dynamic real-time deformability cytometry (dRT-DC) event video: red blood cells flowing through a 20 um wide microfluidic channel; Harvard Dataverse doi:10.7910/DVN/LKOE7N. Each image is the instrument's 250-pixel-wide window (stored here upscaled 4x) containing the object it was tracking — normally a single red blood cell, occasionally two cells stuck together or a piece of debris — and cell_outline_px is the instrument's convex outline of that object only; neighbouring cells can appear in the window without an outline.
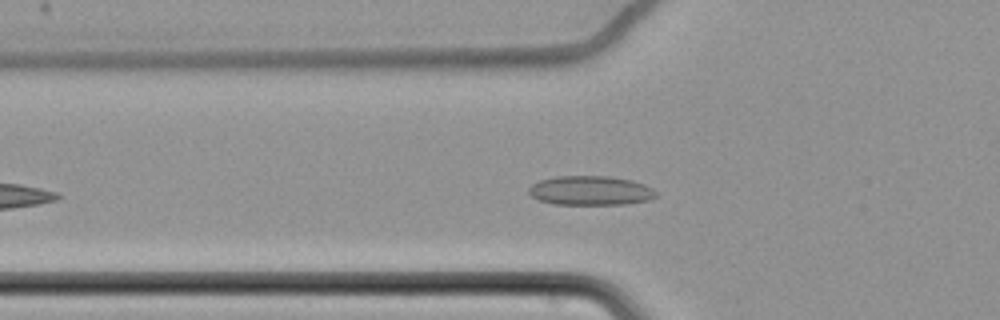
{"species": "common noctule bat (a hibernating species)", "species_latin": "Nyctalus noctula", "temperature_condition": "cold", "stored_images_in_passage": 46, "camera_frame_rate_fps": 3000, "um_per_image_px": 0.085, "animal": {"sex": "female", "body_mass_g": 22.7, "forearm_length_mm": 54.2}, "frame": {"image": 1, "passage_image": 10, "time_ms": 3.0, "image_size_px": [1000, 320], "cell_outline_px": [[656, 196], [648, 200], [624, 204], [552, 204], [540, 200], [532, 196], [528, 192], [528, 188], [532, 184], [540, 180], [556, 176], [608, 176], [632, 180], [644, 184], [652, 188], [656, 192]], "centroid_in_image_um": [50.18, 16.19], "position_along_channel_um": 75.6, "area_um2": 21.68}}
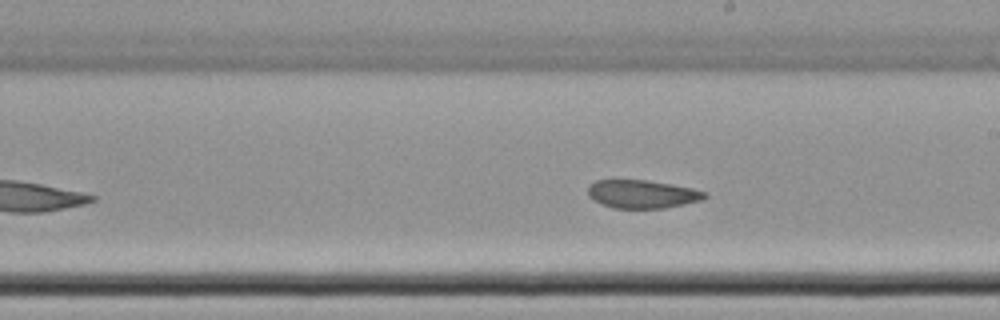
{"frame": {"image": 2, "passage_image": 24, "time_ms": 7.667, "image_size_px": [1000, 320], "cell_outline_px": [[708, 196], [700, 200], [684, 204], [664, 208], [612, 208], [588, 196], [588, 184], [596, 180], [648, 180], [672, 184], [692, 188], [708, 192]], "centroid_in_image_um": [54.6, 16.48], "position_along_channel_um": 234.4, "area_um2": 19.19}}
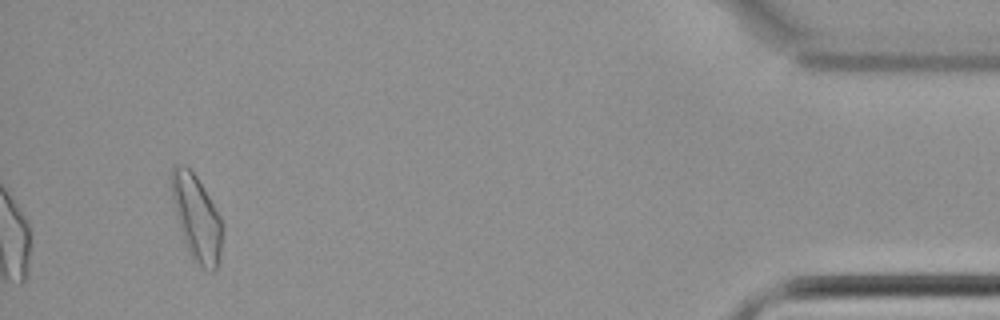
{"frame": {"image": 3, "passage_image": 46, "time_ms": 15.0, "image_size_px": [1000, 320], "cell_outline_px": [[224, 228], [220, 252], [216, 268], [212, 272], [204, 268], [192, 260], [188, 252], [176, 216], [172, 200], [172, 164], [184, 164], [196, 176], [204, 188], [220, 216], [224, 224]], "centroid_in_image_um": [16.73, 18.52], "position_along_channel_um": 418.5, "area_um2": 25.26}, "authors_computed_cell_mechanics": {"area_um2": 21.0681, "velocity_mm_per_s": 3.4408, "shape_relaxation_time_tau1_ms": null, "shape_relaxation_time_tau2_ms": 3.0249, "deformation_change_tau1": null, "deformation_change_tau2": 0.0708}}